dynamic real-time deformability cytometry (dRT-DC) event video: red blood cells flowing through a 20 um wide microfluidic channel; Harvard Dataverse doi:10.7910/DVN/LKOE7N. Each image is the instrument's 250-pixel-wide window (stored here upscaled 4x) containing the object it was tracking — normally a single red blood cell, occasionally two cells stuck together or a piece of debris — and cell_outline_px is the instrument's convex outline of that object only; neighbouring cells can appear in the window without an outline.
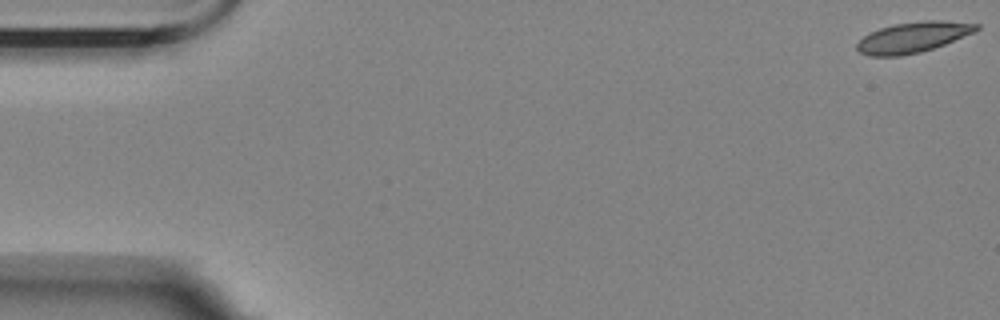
{"species": "Egyptian fruit bat (a non-hibernating species)", "species_latin": "Rousettus aegyptiacus", "temperature_condition": "room temperature", "stored_images_in_passage": 14, "camera_frame_rate_fps": 3000, "um_per_image_px": 0.085, "animal": {"sex": "female"}, "frame": {"image": 1, "passage_image": 1, "time_ms": 0.0, "image_size_px": [1000, 320], "cell_outline_px": [[980, 28], [976, 32], [944, 44], [920, 52], [900, 56], [868, 56], [860, 52], [856, 48], [856, 44], [864, 36], [880, 28], [896, 24], [928, 20], [944, 20], [980, 24]], "centroid_in_image_um": [77.64, 3.17], "position_along_channel_um": 7.4, "area_um2": 21.15}}